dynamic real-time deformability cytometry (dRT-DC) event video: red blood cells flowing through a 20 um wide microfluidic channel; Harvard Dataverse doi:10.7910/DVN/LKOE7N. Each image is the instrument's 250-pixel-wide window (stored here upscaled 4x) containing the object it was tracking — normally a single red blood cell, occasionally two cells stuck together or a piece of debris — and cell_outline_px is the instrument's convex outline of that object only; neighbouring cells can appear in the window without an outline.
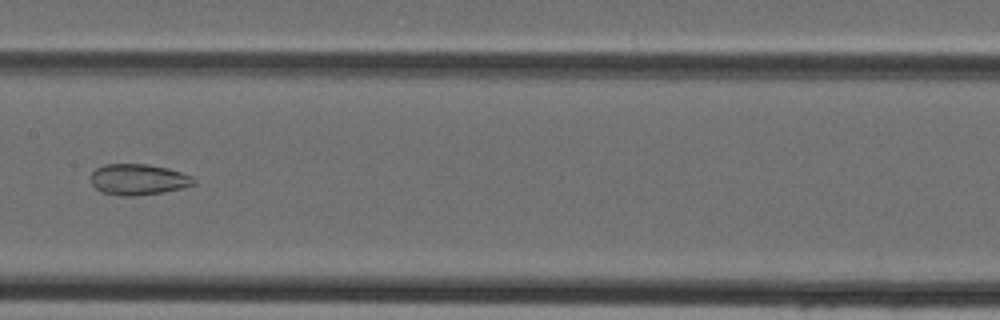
{"species": "Egyptian fruit bat (a non-hibernating species)", "species_latin": "Rousettus aegyptiacus", "temperature_condition": "cold", "stored_images_in_passage": 32, "camera_frame_rate_fps": 3000, "um_per_image_px": 0.085, "animal": {"sex": "female"}, "frame": {"image": 1, "passage_image": 14, "time_ms": 4.333, "image_size_px": [1000, 320], "cell_outline_px": [[196, 184], [184, 188], [136, 196], [120, 196], [100, 192], [92, 184], [88, 176], [96, 168], [104, 164], [148, 164], [168, 168], [192, 176], [196, 180]], "centroid_in_image_um": [11.73, 15.25], "position_along_channel_um": 195.7, "area_um2": 18.84}}
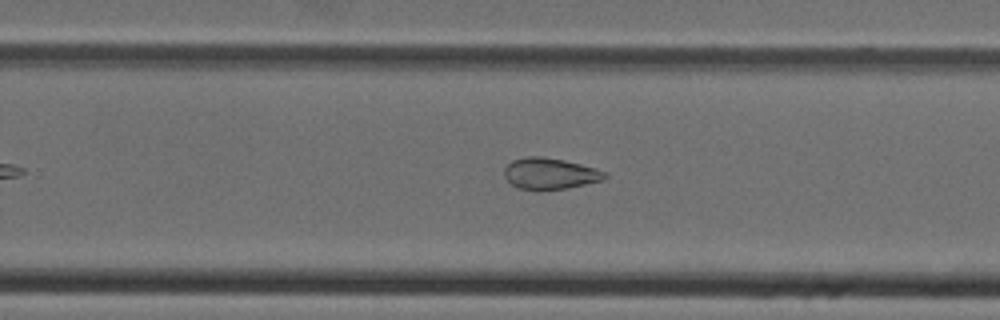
{"frame": {"image": 2, "passage_image": 20, "time_ms": 6.333, "image_size_px": [1000, 320], "cell_outline_px": [[608, 176], [604, 180], [568, 188], [536, 192], [516, 188], [504, 176], [504, 168], [512, 160], [524, 156], [544, 156], [564, 160], [580, 164], [608, 172]], "centroid_in_image_um": [46.73, 14.78], "position_along_channel_um": 283.1, "area_um2": 18.9}}
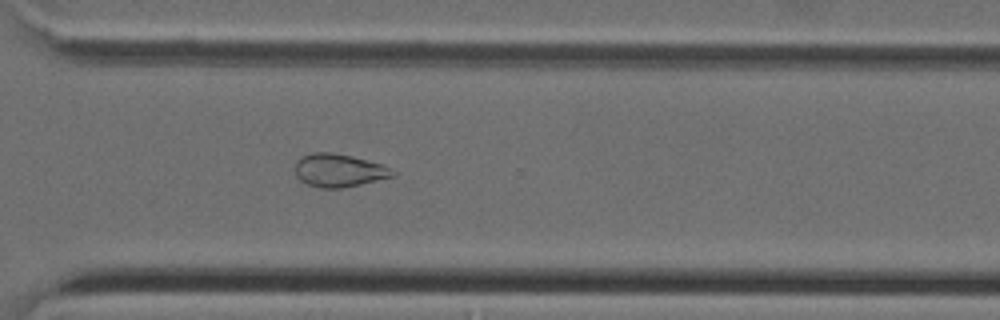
{"frame": {"image": 3, "passage_image": 24, "time_ms": 7.667, "image_size_px": [1000, 320], "cell_outline_px": [[396, 176], [360, 184], [340, 188], [320, 188], [308, 184], [300, 180], [296, 176], [296, 160], [312, 152], [332, 152], [352, 156], [384, 164], [392, 168], [396, 172]], "centroid_in_image_um": [28.85, 14.48], "position_along_channel_um": 341.7, "area_um2": 18.9}}